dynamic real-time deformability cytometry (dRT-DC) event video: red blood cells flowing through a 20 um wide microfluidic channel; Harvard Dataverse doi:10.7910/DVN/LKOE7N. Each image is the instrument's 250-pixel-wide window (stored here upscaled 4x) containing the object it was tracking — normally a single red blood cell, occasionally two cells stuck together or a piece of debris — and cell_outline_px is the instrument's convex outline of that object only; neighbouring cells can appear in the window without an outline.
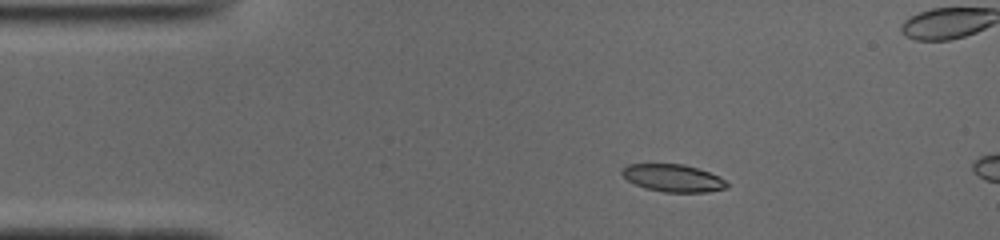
{"species": "common noctule bat (a hibernating species)", "species_latin": "Nyctalus noctula", "temperature_condition": "cold", "stored_images_in_passage": 5, "camera_frame_rate_fps": 3000, "um_per_image_px": 0.085, "animal": {"sex": "male", "body_mass_g": 19.0, "forearm_length_mm": 50.8}, "frame": {"image": 1, "passage_image": 1, "time_ms": 0.0, "image_size_px": [1000, 240], "cell_outline_px": [[728, 188], [708, 192], [664, 192], [644, 188], [628, 180], [620, 172], [620, 168], [628, 164], [684, 164], [720, 176], [728, 184]], "centroid_in_image_um": [57.2, 15.13], "position_along_channel_um": 27.8, "area_um2": 16.82}}